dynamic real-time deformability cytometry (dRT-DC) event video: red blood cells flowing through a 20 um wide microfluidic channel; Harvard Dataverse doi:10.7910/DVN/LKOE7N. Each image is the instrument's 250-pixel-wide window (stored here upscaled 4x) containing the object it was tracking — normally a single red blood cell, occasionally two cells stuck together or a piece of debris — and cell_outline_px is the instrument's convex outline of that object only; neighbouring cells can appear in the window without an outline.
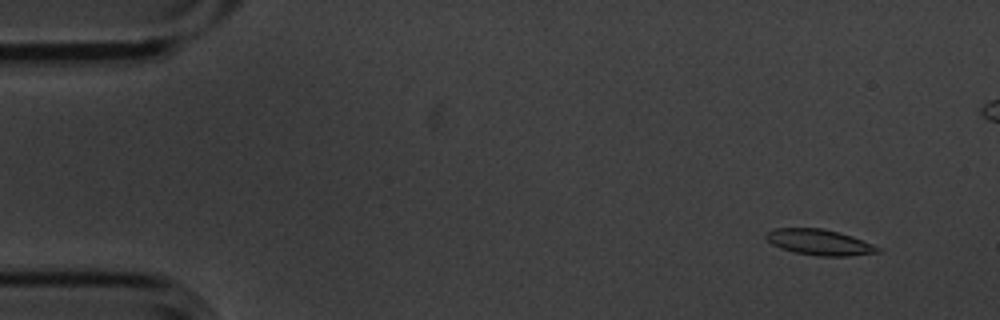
{"species": "common noctule bat (a hibernating species)", "species_latin": "Nyctalus noctula", "temperature_condition": "cold", "stored_images_in_passage": 14, "segment_of_instrument_passage": [1, 2], "camera_frame_rate_fps": 3000, "um_per_image_px": 0.085, "animal": {"sex": "male", "body_mass_g": 20.1, "forearm_length_mm": 53.5}, "frame": {"image": 1, "passage_image": 2, "time_ms": 0.333, "image_size_px": [1000, 320], "cell_outline_px": [[884, 248], [880, 252], [848, 256], [816, 256], [796, 252], [780, 248], [772, 244], [764, 236], [768, 232], [776, 228], [824, 228], [840, 232], [852, 236]], "centroid_in_image_um": [69.7, 20.59], "position_along_channel_um": 15.3, "area_um2": 16.88}}
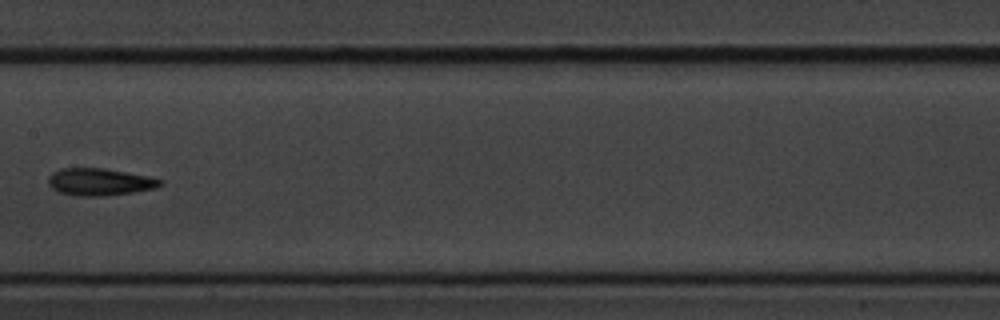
{"frame": {"image": 2, "passage_image": 8, "time_ms": 2.333, "image_size_px": [1000, 320], "cell_outline_px": [[164, 184], [156, 188], [132, 192], [104, 196], [76, 196], [60, 192], [52, 188], [48, 184], [48, 176], [52, 172], [60, 168], [104, 168], [148, 176], [164, 180]], "centroid_in_image_um": [8.47, 15.46], "position_along_channel_um": 198.9, "area_um2": 17.86}}
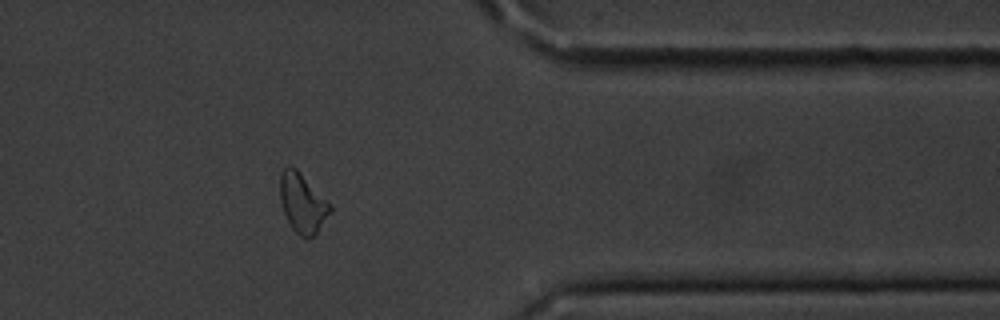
{"frame": {"image": 3, "passage_image": 13, "time_ms": 4.0, "image_size_px": [1000, 320], "cell_outline_px": [[332, 212], [316, 232], [308, 240], [304, 240], [292, 228], [284, 212], [280, 200], [280, 172], [284, 168], [296, 168], [332, 204]], "centroid_in_image_um": [25.74, 17.28], "position_along_channel_um": 385.7, "area_um2": 17.34}}